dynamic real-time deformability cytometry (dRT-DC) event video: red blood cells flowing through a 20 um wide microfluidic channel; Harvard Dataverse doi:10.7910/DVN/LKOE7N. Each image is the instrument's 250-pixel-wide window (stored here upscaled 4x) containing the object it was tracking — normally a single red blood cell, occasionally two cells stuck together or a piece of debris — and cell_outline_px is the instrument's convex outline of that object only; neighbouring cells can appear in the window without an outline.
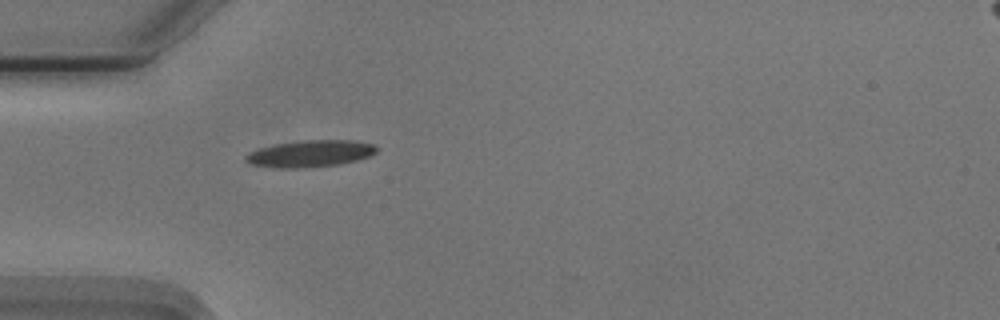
{"species": "Egyptian fruit bat (a non-hibernating species)", "species_latin": "Rousettus aegyptiacus", "temperature_condition": "cold", "stored_images_in_passage": 39, "camera_frame_rate_fps": 3000, "um_per_image_px": 0.085, "animal": {"sex": "male"}, "frame": {"image": 1, "passage_image": 1, "time_ms": 0.0, "image_size_px": [1000, 320], "cell_outline_px": [[376, 152], [368, 156], [356, 160], [340, 164], [304, 168], [280, 168], [252, 164], [244, 160], [244, 156], [248, 152], [260, 148], [276, 144], [304, 140], [352, 140], [372, 144], [376, 148]], "centroid_in_image_um": [26.34, 13.06], "position_along_channel_um": 58.7, "area_um2": 20.23}}
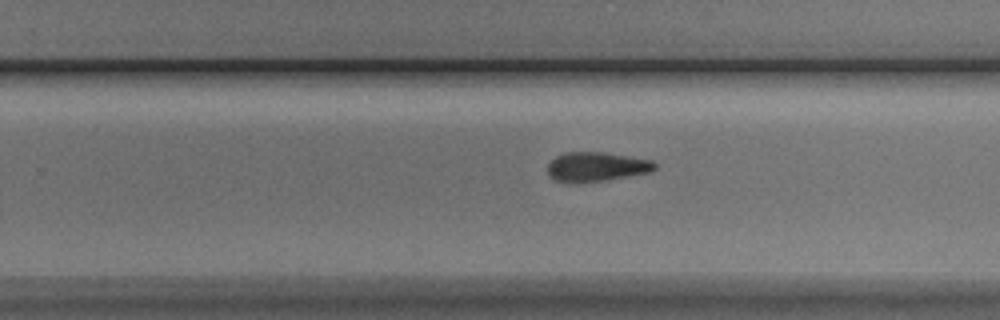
{"frame": {"image": 2, "passage_image": 19, "time_ms": 6.0, "image_size_px": [1000, 320], "cell_outline_px": [[656, 168], [648, 172], [608, 180], [576, 184], [568, 184], [552, 180], [548, 176], [548, 164], [556, 156], [564, 152], [604, 152], [652, 160], [656, 164]], "centroid_in_image_um": [50.62, 14.2], "position_along_channel_um": 279.2, "area_um2": 18.73}}
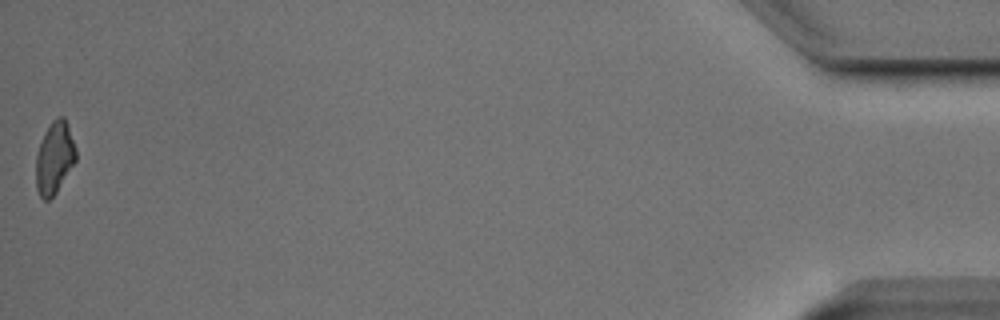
{"frame": {"image": 3, "passage_image": 39, "time_ms": 12.667, "image_size_px": [1000, 320], "cell_outline_px": [[76, 160], [56, 192], [48, 200], [44, 200], [40, 196], [36, 188], [36, 156], [40, 140], [44, 132], [52, 120], [56, 116], [64, 116], [68, 124], [76, 148]], "centroid_in_image_um": [4.62, 13.37], "position_along_channel_um": 430.6, "area_um2": 16.88}, "authors_computed_cell_mechanics": {"area_um2": 18.3226, "velocity_mm_per_s": 3.7518, "shape_relaxation_time_tau1_ms": 2.8134, "shape_relaxation_time_tau2_ms": null, "deformation_change_tau1": 0.1278, "deformation_change_tau2": null}}